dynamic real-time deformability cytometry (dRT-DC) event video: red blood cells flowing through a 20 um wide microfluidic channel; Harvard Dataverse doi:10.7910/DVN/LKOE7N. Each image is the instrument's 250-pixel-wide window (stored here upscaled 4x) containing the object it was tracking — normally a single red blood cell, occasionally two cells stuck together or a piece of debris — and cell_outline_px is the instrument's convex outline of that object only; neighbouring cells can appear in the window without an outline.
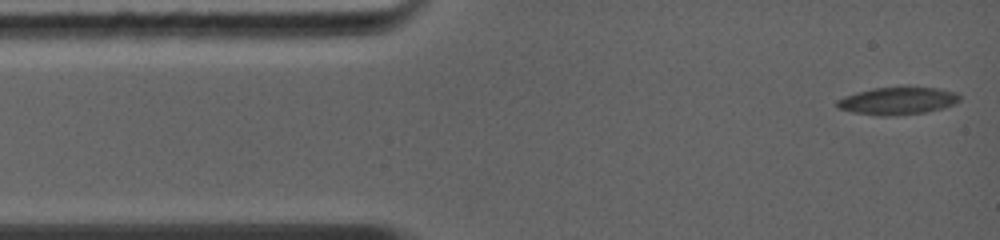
{"species": "common noctule bat (a hibernating species)", "species_latin": "Nyctalus noctula", "temperature_condition": "warm", "stored_images_in_passage": 51, "camera_frame_rate_fps": 5000, "um_per_image_px": 0.085, "animal": {"sex": "female", "body_mass_g": 19.0, "forearm_length_mm": 56.7}, "frame": {"image": 1, "passage_image": 1, "time_ms": 0.0, "image_size_px": [1000, 240], "cell_outline_px": [[960, 100], [944, 108], [924, 112], [892, 116], [880, 116], [852, 112], [836, 108], [836, 100], [844, 96], [856, 92], [872, 88], [904, 84], [940, 88], [956, 92], [960, 96]], "centroid_in_image_um": [76.29, 8.52], "position_along_channel_um": 8.7, "area_um2": 20.52}}
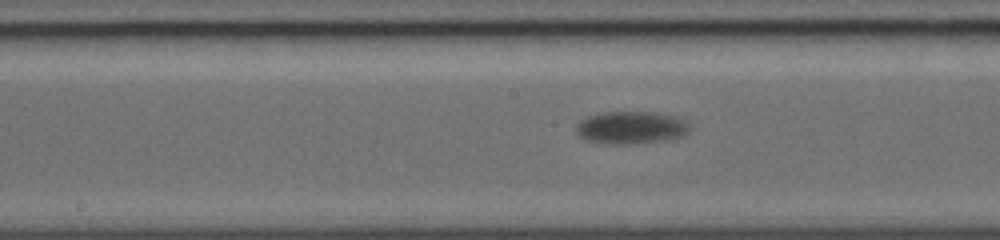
{"frame": {"image": 2, "passage_image": 22, "time_ms": 6.2, "image_size_px": [1000, 240], "cell_outline_px": [[692, 128], [684, 136], [672, 140], [632, 144], [608, 144], [584, 140], [576, 132], [576, 124], [580, 120], [588, 116], [600, 112], [656, 112], [676, 116], [684, 120]], "centroid_in_image_um": [53.66, 10.85], "position_along_channel_um": 194.5, "area_um2": 22.08}}
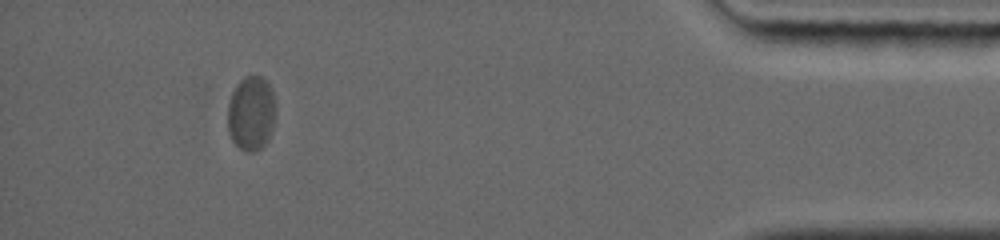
{"frame": {"image": 3, "passage_image": 43, "time_ms": 13.2, "image_size_px": [1000, 240], "cell_outline_px": [[276, 116], [268, 140], [256, 152], [248, 152], [240, 148], [232, 140], [228, 132], [228, 104], [232, 92], [236, 84], [244, 76], [260, 76], [272, 88], [276, 104]], "centroid_in_image_um": [21.37, 9.62], "position_along_channel_um": 413.8, "area_um2": 21.1}}